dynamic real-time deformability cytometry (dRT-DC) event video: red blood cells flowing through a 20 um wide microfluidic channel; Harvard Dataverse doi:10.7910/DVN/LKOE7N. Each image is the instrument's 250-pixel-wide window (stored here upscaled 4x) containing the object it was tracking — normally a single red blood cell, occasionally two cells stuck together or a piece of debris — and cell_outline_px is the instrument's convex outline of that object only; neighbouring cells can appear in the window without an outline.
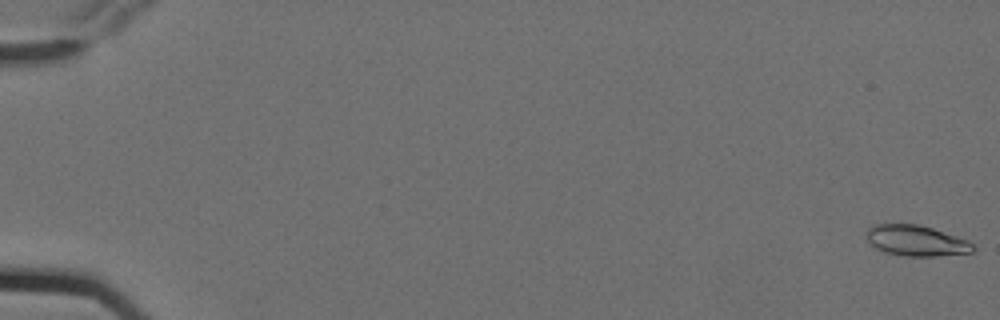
{"species": "Egyptian fruit bat (a non-hibernating species)", "species_latin": "Rousettus aegyptiacus", "temperature_condition": "cold", "stored_images_in_passage": 7, "camera_frame_rate_fps": 3000, "um_per_image_px": 0.085, "animal": {"sex": "female"}, "frame": {"image": 1, "passage_image": 1, "time_ms": 0.0, "image_size_px": [1000, 320], "cell_outline_px": [[976, 248], [972, 252], [936, 256], [904, 256], [884, 252], [876, 248], [868, 240], [868, 228], [876, 224], [916, 224], [932, 228], [968, 240]], "centroid_in_image_um": [77.89, 20.46], "position_along_channel_um": 7.1, "area_um2": 18.84}}
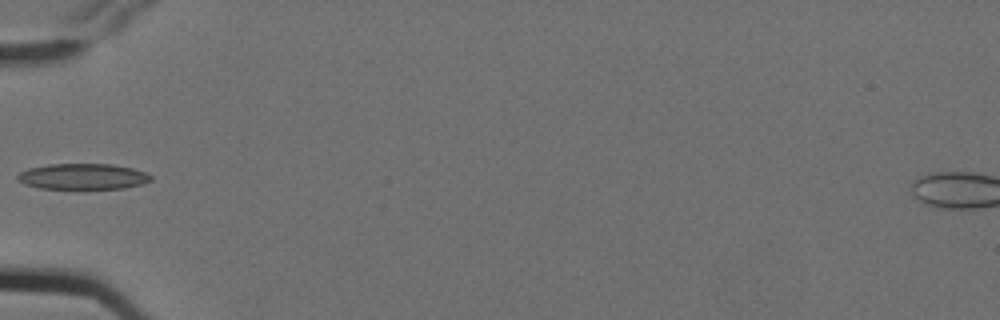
{"frame": {"image": 2, "passage_image": 7, "time_ms": 2.0, "image_size_px": [1000, 320], "cell_outline_px": [[152, 180], [140, 184], [124, 188], [84, 192], [40, 188], [24, 184], [16, 180], [16, 176], [20, 172], [28, 168], [48, 164], [112, 164], [132, 168], [144, 172], [152, 176]], "centroid_in_image_um": [7.0, 15.05], "position_along_channel_um": 78.0, "area_um2": 21.15}}